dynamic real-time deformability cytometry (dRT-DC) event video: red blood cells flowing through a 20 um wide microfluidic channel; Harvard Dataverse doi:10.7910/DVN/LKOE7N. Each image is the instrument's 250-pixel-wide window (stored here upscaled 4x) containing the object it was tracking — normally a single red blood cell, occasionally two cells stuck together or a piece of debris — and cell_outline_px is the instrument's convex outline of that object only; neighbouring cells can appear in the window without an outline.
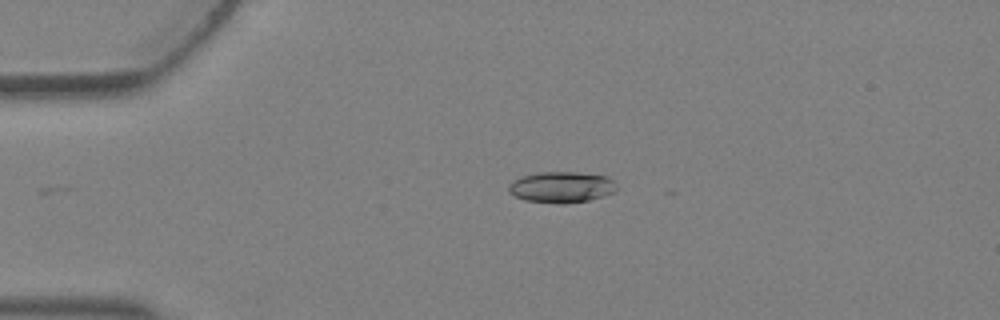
{"species": "Egyptian fruit bat (a non-hibernating species)", "species_latin": "Rousettus aegyptiacus", "temperature_condition": "warm", "stored_images_in_passage": 4, "camera_frame_rate_fps": 3000, "um_per_image_px": 0.085, "animal": {"sex": "female"}, "frame": {"image": 1, "passage_image": 4, "time_ms": 1.0, "image_size_px": [1000, 320], "cell_outline_px": [[616, 192], [604, 196], [588, 200], [564, 204], [560, 204], [524, 200], [508, 192], [508, 184], [512, 180], [524, 176], [540, 172], [576, 172], [608, 176], [612, 180], [616, 188]], "centroid_in_image_um": [47.72, 15.91], "position_along_channel_um": 37.3, "area_um2": 19.59}}